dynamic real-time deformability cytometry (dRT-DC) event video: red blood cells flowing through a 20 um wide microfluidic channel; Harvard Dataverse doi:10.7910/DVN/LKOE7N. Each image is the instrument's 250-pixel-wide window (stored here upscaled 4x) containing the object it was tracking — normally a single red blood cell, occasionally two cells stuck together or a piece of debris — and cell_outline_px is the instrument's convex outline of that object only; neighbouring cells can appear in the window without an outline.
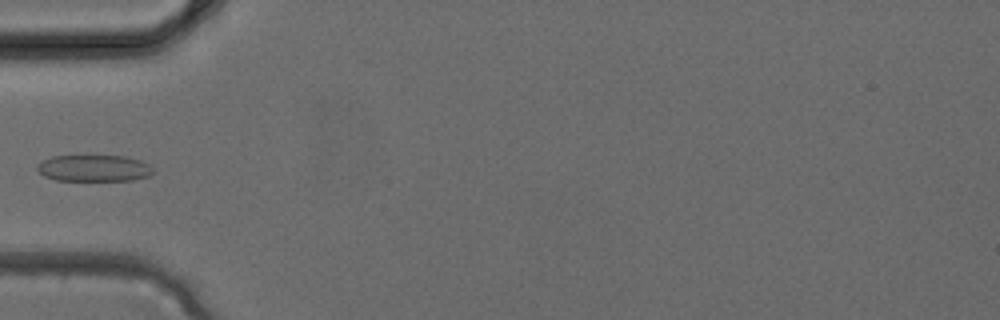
{"species": "common noctule bat (a hibernating species)", "species_latin": "Nyctalus noctula", "temperature_condition": "cold", "stored_images_in_passage": 3, "camera_frame_rate_fps": 3000, "um_per_image_px": 0.085, "animal": {"sex": "female", "body_mass_g": 24.6, "forearm_length_mm": 56.2}, "frame": {"image": 1, "passage_image": 3, "time_ms": 0.667, "image_size_px": [1000, 320], "cell_outline_px": [[152, 172], [148, 176], [132, 180], [56, 180], [44, 176], [36, 168], [44, 160], [52, 156], [124, 156], [140, 160], [148, 164], [152, 168]], "centroid_in_image_um": [7.99, 14.29], "position_along_channel_um": 77.0, "area_um2": 17.63}}